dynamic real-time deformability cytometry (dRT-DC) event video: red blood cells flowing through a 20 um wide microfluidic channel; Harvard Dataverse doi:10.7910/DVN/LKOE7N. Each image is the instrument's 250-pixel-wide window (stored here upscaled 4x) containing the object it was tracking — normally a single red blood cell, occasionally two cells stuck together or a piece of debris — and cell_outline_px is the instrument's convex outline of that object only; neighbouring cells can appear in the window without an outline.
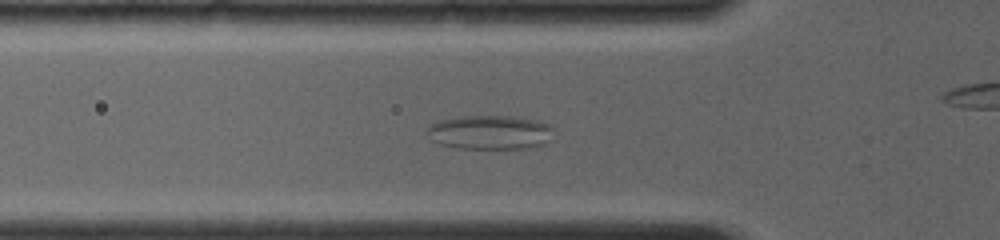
{"species": "common noctule bat (a hibernating species)", "species_latin": "Nyctalus noctula", "temperature_condition": "room temperature", "stored_images_in_passage": 42, "camera_frame_rate_fps": 4000, "um_per_image_px": 0.085, "animal": {"sex": "female", "body_mass_g": 19.0, "forearm_length_mm": 56.7}, "frame": {"image": 1, "passage_image": 13, "time_ms": 4.0, "image_size_px": [1000, 240], "cell_outline_px": [[552, 128], [544, 144], [524, 148], [456, 148], [440, 144], [432, 140], [428, 132], [428, 128], [432, 124], [440, 120], [460, 116], [516, 116], [536, 120], [548, 124]], "centroid_in_image_um": [41.61, 11.23], "position_along_channel_um": 84.2, "area_um2": 24.74}}
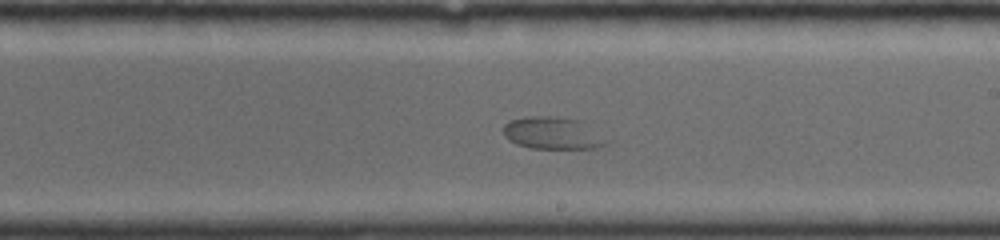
{"frame": {"image": 2, "passage_image": 27, "time_ms": 8.0, "image_size_px": [1000, 240], "cell_outline_px": [[612, 140], [596, 148], [528, 148], [516, 144], [508, 140], [504, 136], [504, 124], [508, 120], [524, 116], [556, 116], [580, 120]], "centroid_in_image_um": [46.97, 11.3], "position_along_channel_um": 242.0, "area_um2": 19.71}}
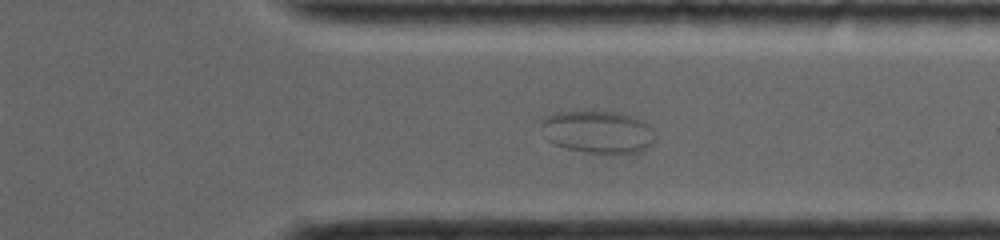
{"frame": {"image": 3, "passage_image": 37, "time_ms": 11.0, "image_size_px": [1000, 240], "cell_outline_px": [[652, 144], [648, 148], [640, 152], [588, 152], [568, 148], [556, 144], [548, 140], [540, 128], [540, 124], [544, 116], [556, 112], [620, 112], [632, 116], [648, 124], [652, 140]], "centroid_in_image_um": [50.76, 11.19], "position_along_channel_um": 360.6, "area_um2": 27.57}}